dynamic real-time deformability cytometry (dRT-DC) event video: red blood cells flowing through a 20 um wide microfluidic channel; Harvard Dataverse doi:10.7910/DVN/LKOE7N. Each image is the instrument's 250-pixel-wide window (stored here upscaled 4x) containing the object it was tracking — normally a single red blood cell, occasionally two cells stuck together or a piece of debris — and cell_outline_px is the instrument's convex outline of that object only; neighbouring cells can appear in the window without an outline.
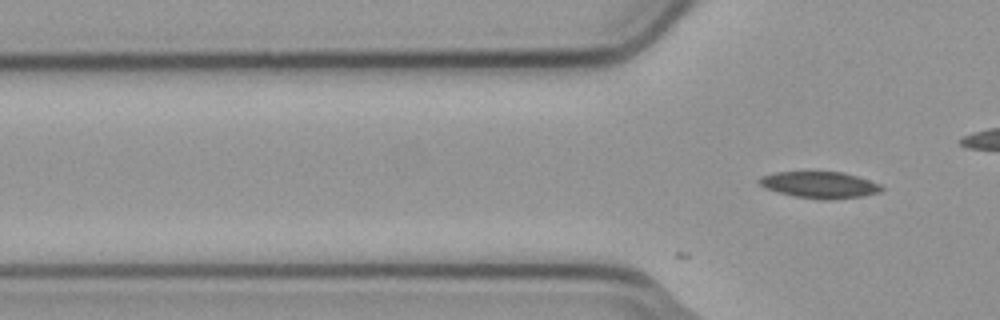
{"species": "common noctule bat (a hibernating species)", "species_latin": "Nyctalus noctula", "temperature_condition": "cold", "stored_images_in_passage": 14, "camera_frame_rate_fps": 3000, "um_per_image_px": 0.085, "animal": {"sex": "male", "body_mass_g": 23.1, "forearm_length_mm": 52.7}, "frame": {"image": 1, "passage_image": 14, "time_ms": 4.333, "image_size_px": [1000, 320], "cell_outline_px": [[884, 188], [880, 192], [864, 196], [824, 200], [820, 200], [796, 196], [764, 188], [756, 180], [760, 176], [776, 172], [844, 172], [880, 184]], "centroid_in_image_um": [69.66, 15.71], "position_along_channel_um": 56.1, "area_um2": 18.84}}